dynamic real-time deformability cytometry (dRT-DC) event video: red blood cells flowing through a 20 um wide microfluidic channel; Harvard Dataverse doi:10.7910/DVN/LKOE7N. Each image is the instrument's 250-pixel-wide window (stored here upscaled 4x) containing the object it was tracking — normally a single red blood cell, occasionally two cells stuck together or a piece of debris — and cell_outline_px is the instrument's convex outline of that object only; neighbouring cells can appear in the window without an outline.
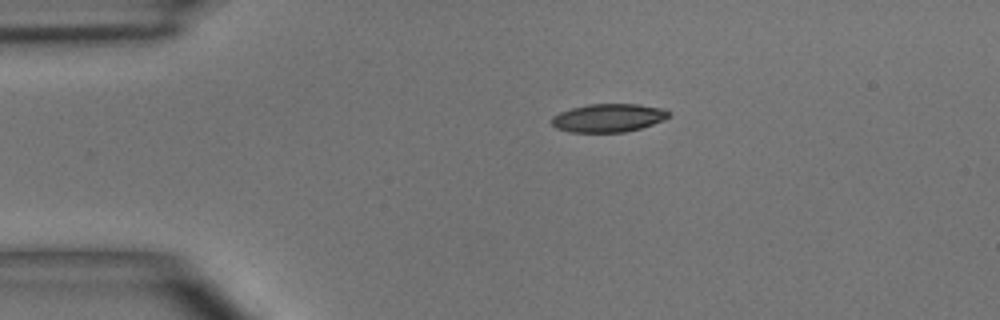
{"species": "common noctule bat (a hibernating species)", "species_latin": "Nyctalus noctula", "temperature_condition": "room temperature", "stored_images_in_passage": 2, "camera_frame_rate_fps": 3000, "um_per_image_px": 0.085, "animal": {"sex": "male", "body_mass_g": 15.6}, "frame": {"image": 1, "passage_image": 2, "time_ms": 2.0, "image_size_px": [1000, 320], "cell_outline_px": [[668, 116], [664, 120], [640, 128], [624, 132], [568, 132], [556, 128], [552, 124], [552, 116], [560, 112], [572, 108], [588, 104], [640, 104], [664, 108], [668, 112]], "centroid_in_image_um": [51.7, 10.02], "position_along_channel_um": 33.3, "area_um2": 19.25}}